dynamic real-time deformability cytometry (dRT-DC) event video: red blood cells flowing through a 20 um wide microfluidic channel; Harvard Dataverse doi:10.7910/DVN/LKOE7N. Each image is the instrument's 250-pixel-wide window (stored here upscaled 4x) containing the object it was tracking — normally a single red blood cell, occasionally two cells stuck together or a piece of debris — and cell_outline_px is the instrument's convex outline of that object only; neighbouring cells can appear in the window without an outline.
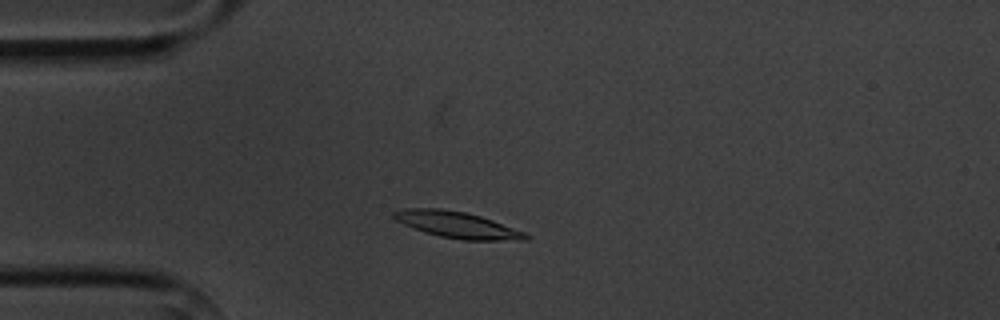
{"species": "common noctule bat (a hibernating species)", "species_latin": "Nyctalus noctula", "temperature_condition": "cold", "stored_images_in_passage": 3, "camera_frame_rate_fps": 3000, "um_per_image_px": 0.085, "animal": {"sex": "male", "body_mass_g": 20.1, "forearm_length_mm": 53.5}, "frame": {"image": 1, "passage_image": 3, "time_ms": 2.333, "image_size_px": [1000, 320], "cell_outline_px": [[532, 236], [528, 240], [464, 240], [440, 236], [424, 232], [404, 224], [396, 220], [392, 216], [392, 212], [404, 208], [440, 208], [464, 212], [480, 216], [492, 220], [524, 232]], "centroid_in_image_um": [38.86, 19.11], "position_along_channel_um": 46.1, "area_um2": 20.11}}